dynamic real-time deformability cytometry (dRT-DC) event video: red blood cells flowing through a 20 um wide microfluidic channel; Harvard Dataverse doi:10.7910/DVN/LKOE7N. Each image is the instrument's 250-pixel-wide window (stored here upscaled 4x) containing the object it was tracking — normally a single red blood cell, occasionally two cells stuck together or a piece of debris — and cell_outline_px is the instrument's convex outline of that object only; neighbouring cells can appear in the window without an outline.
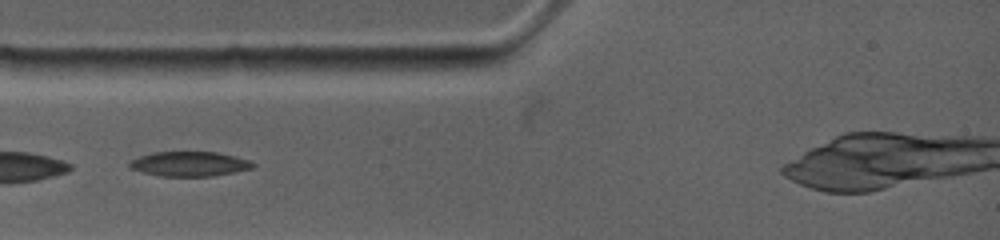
{"species": "common noctule bat (a hibernating species)", "species_latin": "Nyctalus noctula", "temperature_condition": "warm", "stored_images_in_passage": 7, "camera_frame_rate_fps": 4500, "um_per_image_px": 0.085, "animal": {"sex": "female", "body_mass_g": 19.0, "forearm_length_mm": 53.3}, "frame": {"image": 1, "passage_image": 1, "time_ms": 0.0, "image_size_px": [1000, 240], "cell_outline_px": [[256, 164], [252, 168], [212, 176], [160, 176], [128, 168], [128, 164], [132, 160], [140, 156], [152, 152], [216, 152], [236, 156], [248, 160]], "centroid_in_image_um": [16.09, 13.93], "position_along_channel_um": 68.9, "area_um2": 17.63}}
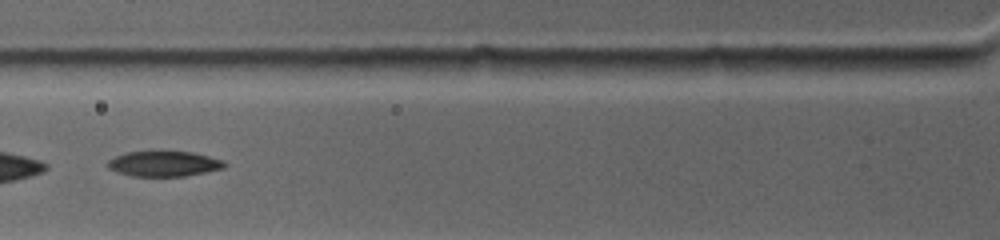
{"frame": {"image": 2, "passage_image": 5, "time_ms": 1.111, "image_size_px": [1000, 240], "cell_outline_px": [[228, 164], [224, 168], [184, 176], [132, 176], [116, 172], [108, 168], [108, 160], [116, 156], [128, 152], [192, 152], [224, 160]], "centroid_in_image_um": [13.95, 13.93], "position_along_channel_um": 111.9, "area_um2": 17.05}}